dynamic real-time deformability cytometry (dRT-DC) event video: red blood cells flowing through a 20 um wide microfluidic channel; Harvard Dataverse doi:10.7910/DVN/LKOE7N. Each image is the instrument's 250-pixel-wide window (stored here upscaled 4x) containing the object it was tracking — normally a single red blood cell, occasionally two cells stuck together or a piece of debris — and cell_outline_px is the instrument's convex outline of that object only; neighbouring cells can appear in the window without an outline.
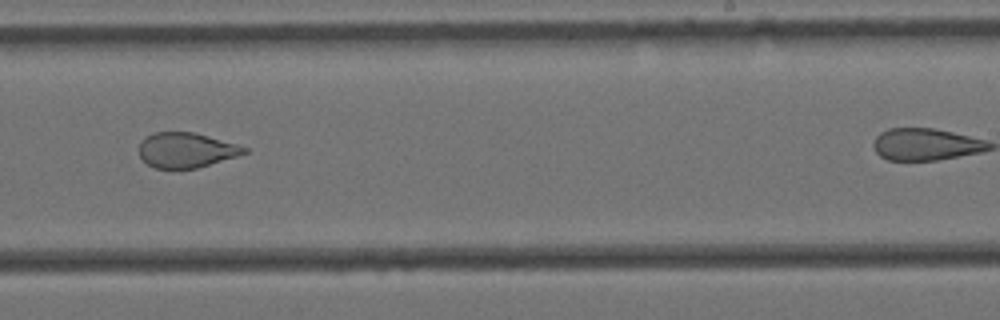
{"species": "Egyptian fruit bat (a non-hibernating species)", "species_latin": "Rousettus aegyptiacus", "temperature_condition": "cold", "stored_images_in_passage": 8, "camera_frame_rate_fps": 3000, "um_per_image_px": 0.085, "animal": {"sex": "female"}, "frame": {"image": 1, "passage_image": 7, "time_ms": 2.0, "image_size_px": [1000, 320], "cell_outline_px": [[248, 152], [236, 156], [196, 168], [156, 168], [148, 164], [140, 156], [140, 140], [144, 136], [152, 132], [192, 132], [208, 136], [236, 144], [248, 148]], "centroid_in_image_um": [15.79, 12.74], "position_along_channel_um": 273.2, "area_um2": 21.21}}